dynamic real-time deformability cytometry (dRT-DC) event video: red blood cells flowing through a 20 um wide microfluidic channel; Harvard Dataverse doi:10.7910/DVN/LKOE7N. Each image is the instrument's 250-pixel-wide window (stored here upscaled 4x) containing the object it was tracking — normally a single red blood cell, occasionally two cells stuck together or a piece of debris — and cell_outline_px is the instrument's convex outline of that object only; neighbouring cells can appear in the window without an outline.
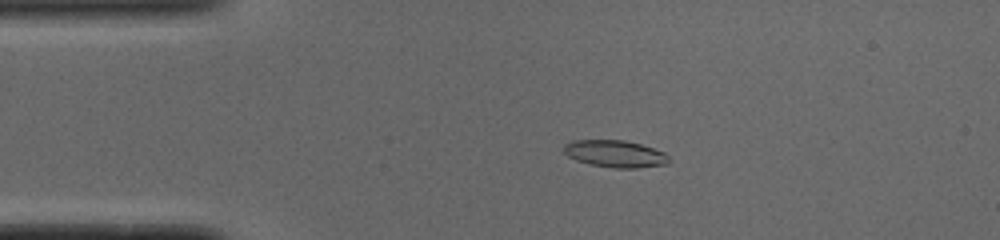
{"species": "common noctule bat (a hibernating species)", "species_latin": "Nyctalus noctula", "temperature_condition": "cold", "stored_images_in_passage": 51, "camera_frame_rate_fps": 3000, "um_per_image_px": 0.085, "animal": {"sex": "male", "body_mass_g": 19.0, "forearm_length_mm": 50.8}, "frame": {"image": 1, "passage_image": 10, "time_ms": 3.0, "image_size_px": [1000, 240], "cell_outline_px": [[668, 164], [636, 168], [616, 168], [588, 164], [576, 160], [568, 156], [564, 152], [564, 144], [572, 140], [624, 140], [640, 144], [664, 152], [668, 156]], "centroid_in_image_um": [52.26, 13.07], "position_along_channel_um": 32.7, "area_um2": 16.53}}
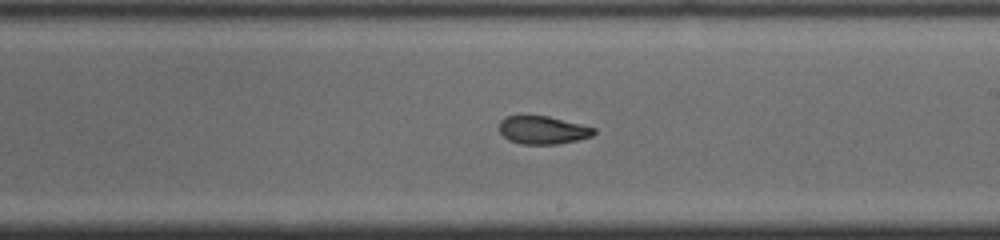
{"frame": {"image": 2, "passage_image": 29, "time_ms": 9.333, "image_size_px": [1000, 240], "cell_outline_px": [[596, 132], [592, 136], [576, 140], [556, 144], [520, 144], [508, 140], [500, 132], [500, 120], [508, 116], [548, 116], [596, 128]], "centroid_in_image_um": [46.14, 11.06], "position_along_channel_um": 242.9, "area_um2": 15.32}}
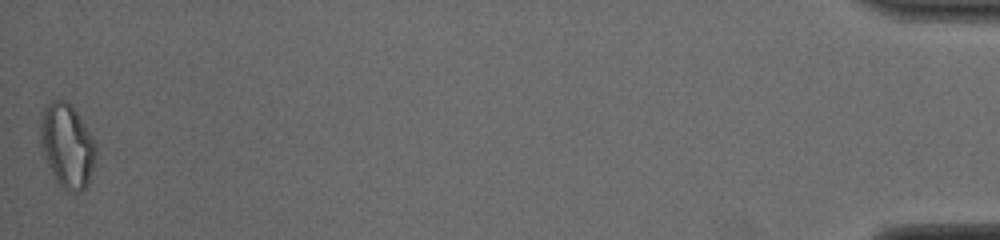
{"frame": {"image": 3, "passage_image": 51, "time_ms": 16.667, "image_size_px": [1000, 240], "cell_outline_px": [[96, 160], [88, 184], [80, 192], [68, 192], [56, 180], [44, 156], [40, 140], [40, 120], [44, 104], [52, 100], [64, 100], [72, 104], [96, 144]], "centroid_in_image_um": [5.7, 12.36], "position_along_channel_um": 429.5, "area_um2": 27.22}, "authors_computed_cell_mechanics": {"area_um2": 16.473, "velocity_mm_per_s": 3.8915, "shape_relaxation_time_tau1_ms": 5.2949, "shape_relaxation_time_tau2_ms": 5.0229, "deformation_change_tau1": 0.1872, "deformation_change_tau2": 0.095}}